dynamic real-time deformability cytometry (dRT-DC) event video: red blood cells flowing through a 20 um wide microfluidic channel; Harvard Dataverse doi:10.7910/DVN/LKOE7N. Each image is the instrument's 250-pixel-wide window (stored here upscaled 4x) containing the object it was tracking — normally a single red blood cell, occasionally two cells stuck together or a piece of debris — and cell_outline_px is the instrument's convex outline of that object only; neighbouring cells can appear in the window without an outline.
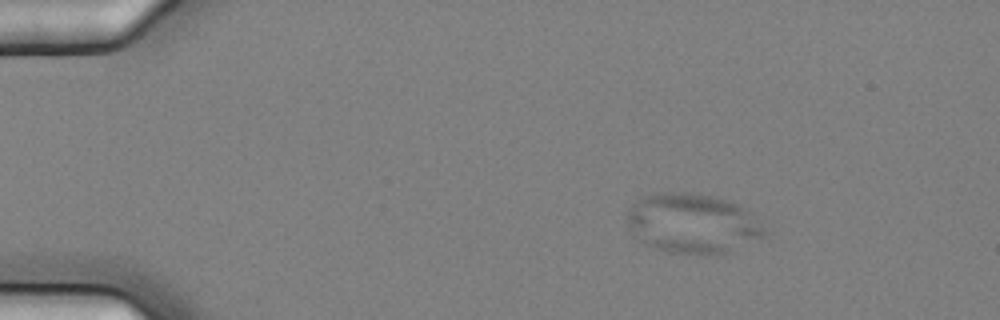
{"species": "common noctule bat (a hibernating species)", "species_latin": "Nyctalus noctula", "temperature_condition": "cold", "stored_images_in_passage": 6, "camera_frame_rate_fps": 3000, "um_per_image_px": 0.085, "animal": {"sex": "female", "body_mass_g": 25.1}, "frame": {"image": 1, "passage_image": 3, "time_ms": 0.667, "image_size_px": [1000, 320], "cell_outline_px": [[768, 236], [728, 252], [716, 256], [708, 256], [668, 252], [648, 244], [632, 236], [628, 224], [628, 208], [636, 200], [644, 196], [660, 192], [684, 192], [712, 196], [736, 204], [748, 212], [768, 232]], "centroid_in_image_um": [58.86, 19.02], "position_along_channel_um": 26.1, "area_um2": 47.97}}